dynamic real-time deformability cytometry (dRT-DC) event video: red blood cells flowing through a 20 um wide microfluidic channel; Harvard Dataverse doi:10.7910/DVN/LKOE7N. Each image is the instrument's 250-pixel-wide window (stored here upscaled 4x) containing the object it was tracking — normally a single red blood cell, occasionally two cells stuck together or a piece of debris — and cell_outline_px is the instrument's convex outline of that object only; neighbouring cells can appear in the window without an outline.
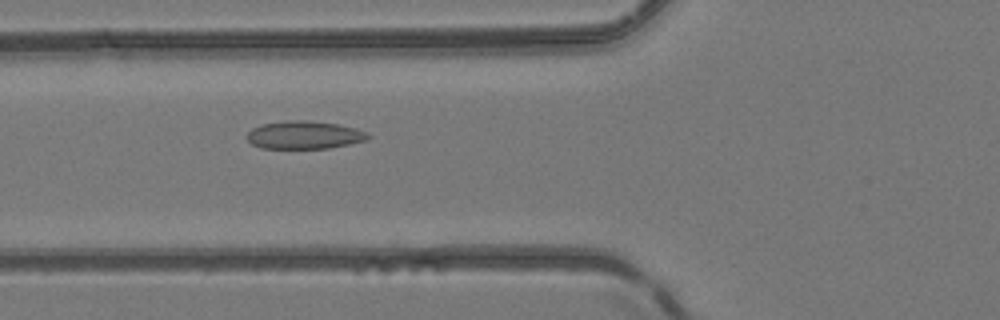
{"species": "common noctule bat (a hibernating species)", "species_latin": "Nyctalus noctula", "temperature_condition": "room temperature", "stored_images_in_passage": 37, "camera_frame_rate_fps": 3000, "um_per_image_px": 0.085, "animal": {"sex": "female", "body_mass_g": 24.6, "forearm_length_mm": 56.2}, "frame": {"image": 1, "passage_image": 6, "time_ms": 1.667, "image_size_px": [1000, 320], "cell_outline_px": [[372, 136], [364, 140], [348, 144], [328, 148], [260, 148], [252, 144], [248, 140], [248, 132], [252, 128], [264, 124], [284, 120], [308, 120], [336, 124], [356, 128], [368, 132]], "centroid_in_image_um": [25.87, 11.47], "position_along_channel_um": 99.9, "area_um2": 19.59}}
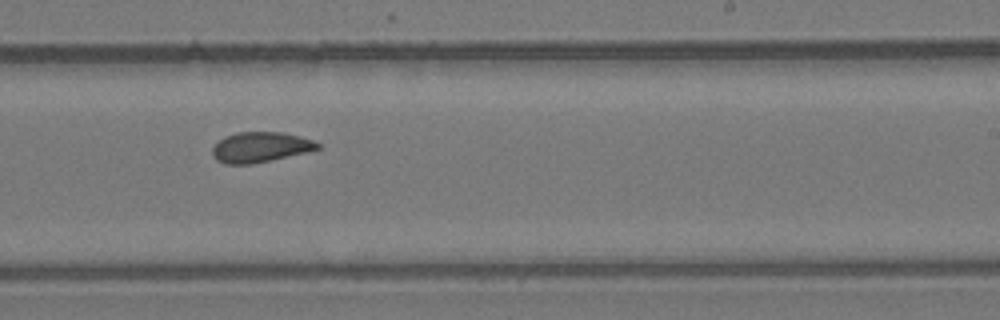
{"frame": {"image": 2, "passage_image": 18, "time_ms": 5.667, "image_size_px": [1000, 320], "cell_outline_px": [[320, 148], [308, 152], [252, 164], [224, 164], [216, 160], [212, 156], [212, 148], [224, 136], [236, 132], [284, 132], [300, 136], [312, 140], [320, 144]], "centroid_in_image_um": [22.12, 12.51], "position_along_channel_um": 266.9, "area_um2": 18.67}}
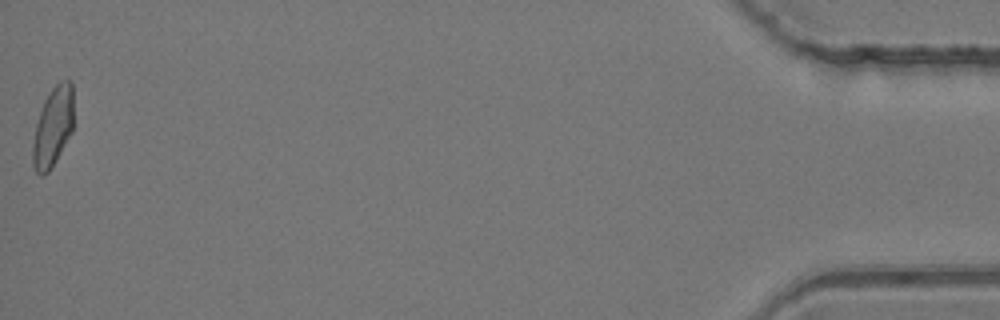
{"frame": {"image": 3, "passage_image": 37, "time_ms": 12.0, "image_size_px": [1000, 320], "cell_outline_px": [[72, 132], [56, 160], [48, 172], [40, 176], [36, 172], [32, 164], [32, 144], [36, 124], [44, 100], [52, 88], [60, 80], [72, 80]], "centroid_in_image_um": [4.48, 10.79], "position_along_channel_um": 430.7, "area_um2": 18.84}, "authors_computed_cell_mechanics": {"area_um2": 18.6694, "velocity_mm_per_s": 4.1702, "shape_relaxation_time_tau1_ms": null, "shape_relaxation_time_tau2_ms": 4.0491, "deformation_change_tau1": null, "deformation_change_tau2": 0.0725}}